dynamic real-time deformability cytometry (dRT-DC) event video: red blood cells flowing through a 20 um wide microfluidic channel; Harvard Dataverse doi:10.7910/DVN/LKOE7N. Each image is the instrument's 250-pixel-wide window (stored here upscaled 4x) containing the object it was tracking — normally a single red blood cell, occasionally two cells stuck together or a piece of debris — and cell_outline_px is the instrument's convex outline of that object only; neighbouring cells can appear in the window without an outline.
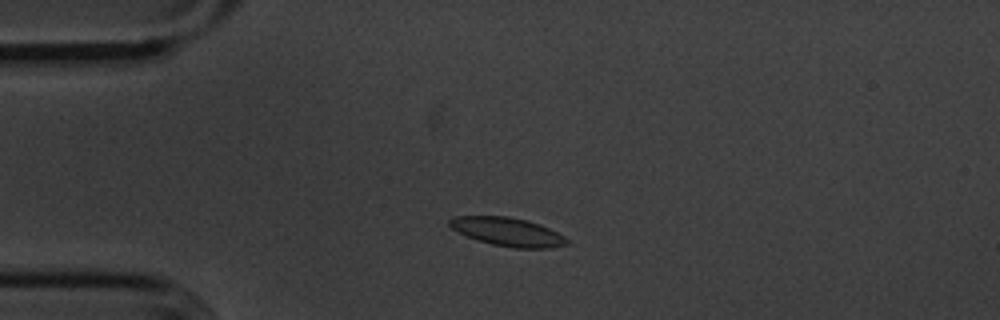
{"species": "common noctule bat (a hibernating species)", "species_latin": "Nyctalus noctula", "temperature_condition": "cold", "stored_images_in_passage": 51, "camera_frame_rate_fps": 3000, "um_per_image_px": 0.085, "animal": {"sex": "male", "body_mass_g": 20.1, "forearm_length_mm": 53.5}, "frame": {"image": 1, "passage_image": 9, "time_ms": 2.667, "image_size_px": [1000, 320], "cell_outline_px": [[568, 244], [552, 248], [512, 248], [492, 244], [468, 236], [452, 228], [448, 224], [448, 220], [452, 216], [508, 216], [540, 224], [564, 236], [568, 240]], "centroid_in_image_um": [43.16, 19.7], "position_along_channel_um": 41.8, "area_um2": 19.31}}
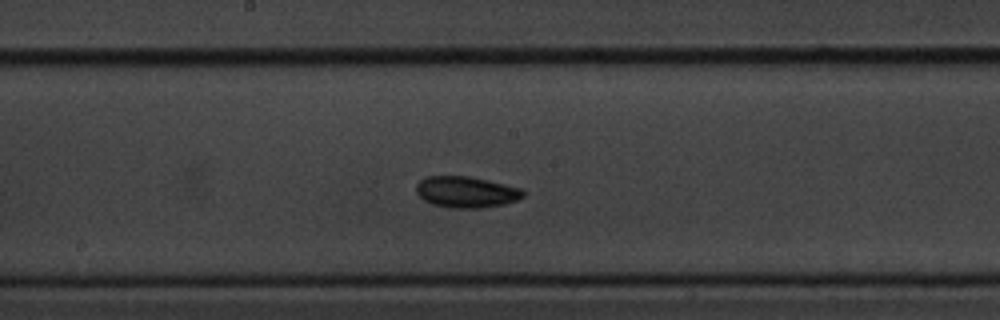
{"frame": {"image": 2, "passage_image": 25, "time_ms": 8.0, "image_size_px": [1000, 320], "cell_outline_px": [[524, 196], [516, 200], [504, 204], [480, 208], [452, 208], [432, 204], [424, 200], [416, 192], [416, 184], [424, 176], [468, 176], [504, 184], [520, 188], [524, 192]], "centroid_in_image_um": [39.59, 16.32], "position_along_channel_um": 208.6, "area_um2": 19.36}}
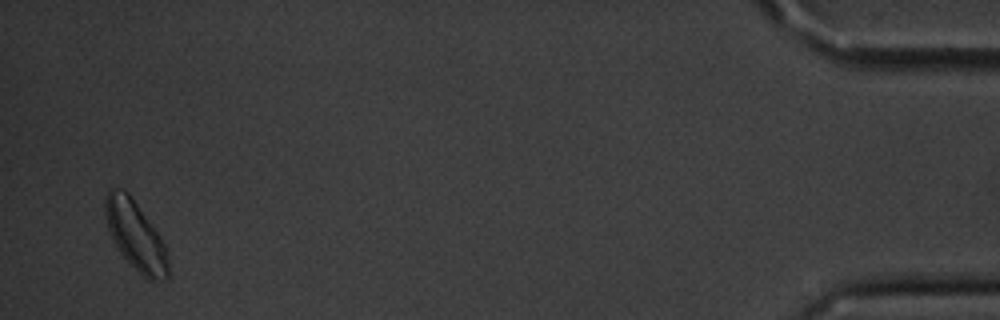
{"frame": {"image": 3, "passage_image": 50, "time_ms": 16.333, "image_size_px": [1000, 320], "cell_outline_px": [[168, 280], [148, 280], [116, 248], [108, 228], [104, 212], [104, 196], [108, 188], [124, 188], [128, 192], [160, 236], [164, 244], [168, 256]], "centroid_in_image_um": [11.5, 19.98], "position_along_channel_um": 423.7, "area_um2": 25.2}}